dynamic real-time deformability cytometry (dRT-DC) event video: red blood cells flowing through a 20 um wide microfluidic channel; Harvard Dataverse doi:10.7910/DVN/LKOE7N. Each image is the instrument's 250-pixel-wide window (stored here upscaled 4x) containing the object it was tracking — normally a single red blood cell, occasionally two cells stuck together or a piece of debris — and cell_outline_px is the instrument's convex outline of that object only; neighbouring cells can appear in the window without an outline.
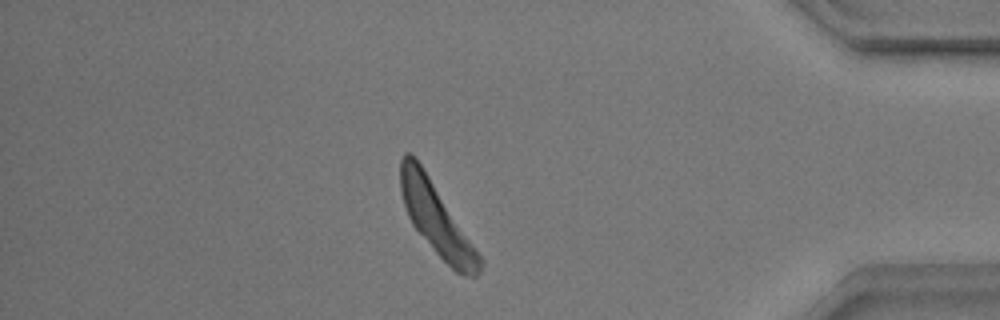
{"species": "common noctule bat (a hibernating species)", "species_latin": "Nyctalus noctula", "temperature_condition": "warm", "stored_images_in_passage": 34, "camera_frame_rate_fps": 3000, "um_per_image_px": 0.085, "animal": {"sex": "male", "body_mass_g": 17.9}, "frame": {"image": 1, "passage_image": 33, "time_ms": 10.667, "image_size_px": [1000, 320], "cell_outline_px": [[484, 264], [480, 272], [476, 276], [464, 276], [456, 272], [436, 252], [412, 224], [408, 216], [400, 192], [400, 160], [404, 152], [412, 152], [416, 156], [484, 260]], "centroid_in_image_um": [37.1, 18.58], "position_along_channel_um": 398.1, "area_um2": 32.77}}